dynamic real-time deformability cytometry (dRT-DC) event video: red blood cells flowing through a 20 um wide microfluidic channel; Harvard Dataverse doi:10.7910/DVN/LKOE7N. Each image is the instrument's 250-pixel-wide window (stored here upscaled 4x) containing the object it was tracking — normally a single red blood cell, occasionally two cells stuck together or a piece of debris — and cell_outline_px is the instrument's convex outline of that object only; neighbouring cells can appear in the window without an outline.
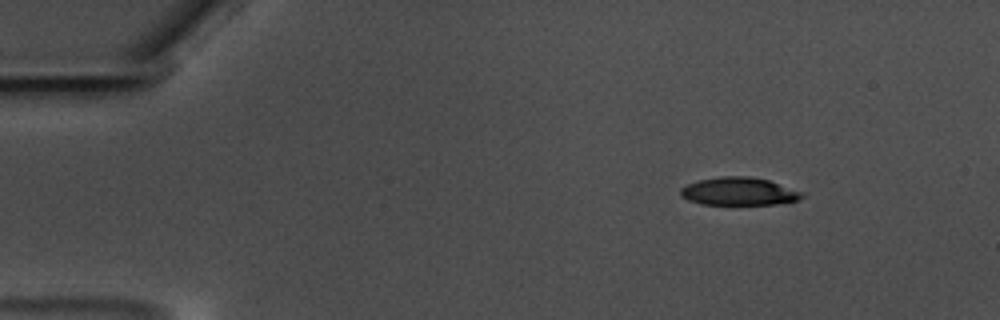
{"species": "common noctule bat (a hibernating species)", "species_latin": "Nyctalus noctula", "temperature_condition": "warm", "stored_images_in_passage": 52, "camera_frame_rate_fps": 3000, "um_per_image_px": 0.085, "animal": {"sex": "male", "body_mass_g": 17.5, "forearm_length_mm": 52.3}, "frame": {"image": 1, "passage_image": 1, "time_ms": 0.0, "image_size_px": [1000, 320], "cell_outline_px": [[804, 196], [796, 200], [776, 204], [704, 204], [688, 200], [680, 196], [680, 188], [688, 184], [700, 180], [720, 176], [748, 176], [768, 180], [804, 192]], "centroid_in_image_um": [62.8, 16.26], "position_along_channel_um": 22.2, "area_um2": 19.59}}
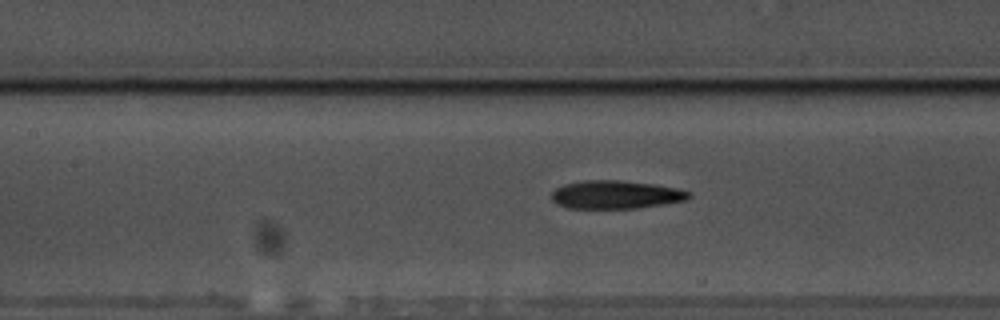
{"frame": {"image": 2, "passage_image": 20, "time_ms": 6.333, "image_size_px": [1000, 320], "cell_outline_px": [[692, 196], [684, 200], [664, 204], [636, 208], [568, 208], [556, 204], [552, 200], [552, 192], [556, 188], [564, 184], [584, 180], [616, 180], [656, 184], [680, 188], [692, 192]], "centroid_in_image_um": [52.36, 16.54], "position_along_channel_um": 155.0, "area_um2": 22.72}}
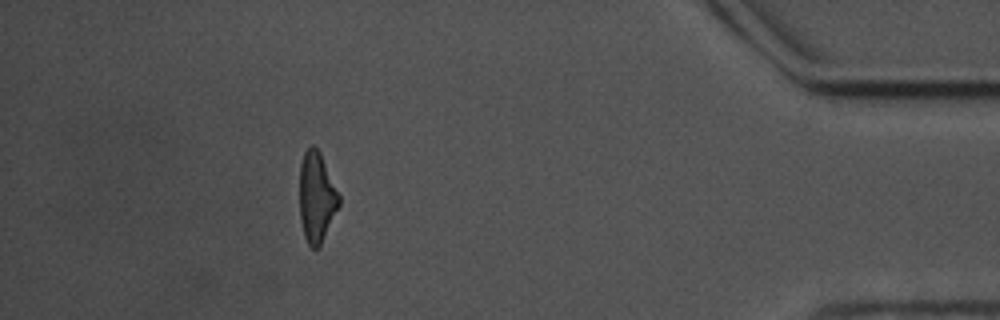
{"frame": {"image": 3, "passage_image": 46, "time_ms": 15.0, "image_size_px": [1000, 320], "cell_outline_px": [[340, 204], [320, 244], [316, 248], [312, 248], [308, 244], [304, 236], [300, 220], [300, 164], [304, 152], [312, 144], [320, 152], [340, 196]], "centroid_in_image_um": [26.9, 16.74], "position_along_channel_um": 408.3, "area_um2": 20.46}, "authors_computed_cell_mechanics": {"area_um2": 21.9062, "velocity_mm_per_s": 3.4999, "shape_relaxation_time_tau1_ms": 4.1773, "shape_relaxation_time_tau2_ms": 4.3747, "deformation_change_tau1": 0.1642, "deformation_change_tau2": 0.1687}}